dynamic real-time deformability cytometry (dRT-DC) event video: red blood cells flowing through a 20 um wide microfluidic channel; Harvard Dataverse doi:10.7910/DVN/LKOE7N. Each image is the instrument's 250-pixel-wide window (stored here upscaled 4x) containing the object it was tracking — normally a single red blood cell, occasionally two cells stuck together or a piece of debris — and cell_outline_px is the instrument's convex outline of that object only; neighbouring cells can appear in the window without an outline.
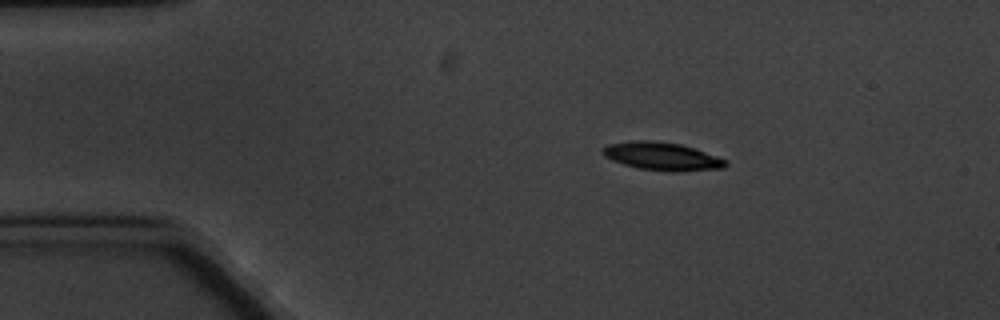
{"species": "common noctule bat (a hibernating species)", "species_latin": "Nyctalus noctula", "temperature_condition": "cold", "stored_images_in_passage": 4, "camera_frame_rate_fps": 3000, "um_per_image_px": 0.085, "animal": {"sex": "male", "body_mass_g": 20.1, "forearm_length_mm": 53.5}, "frame": {"image": 1, "passage_image": 2, "time_ms": 2.0, "image_size_px": [1000, 320], "cell_outline_px": [[728, 164], [724, 168], [676, 172], [668, 172], [636, 168], [612, 160], [604, 156], [600, 152], [600, 148], [608, 144], [632, 140], [652, 140], [680, 144], [728, 160]], "centroid_in_image_um": [56.23, 13.29], "position_along_channel_um": 28.8, "area_um2": 20.29}}